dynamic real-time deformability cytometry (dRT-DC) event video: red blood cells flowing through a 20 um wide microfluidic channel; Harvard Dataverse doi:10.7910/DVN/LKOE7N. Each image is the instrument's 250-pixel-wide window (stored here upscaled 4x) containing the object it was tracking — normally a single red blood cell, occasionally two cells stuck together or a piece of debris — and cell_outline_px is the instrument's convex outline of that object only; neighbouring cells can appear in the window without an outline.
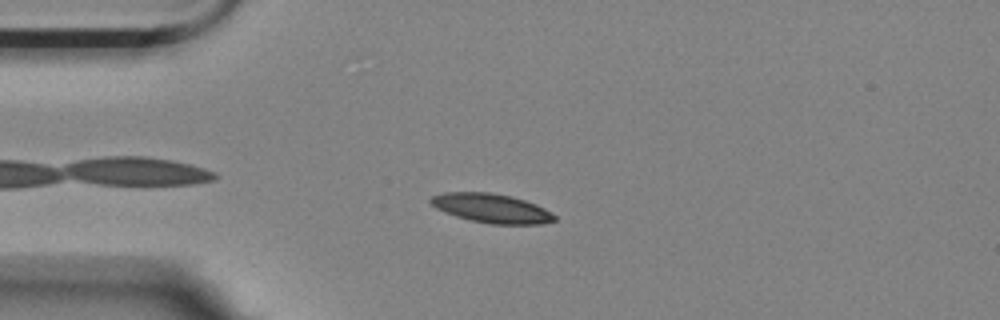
{"species": "Egyptian fruit bat (a non-hibernating species)", "species_latin": "Rousettus aegyptiacus", "temperature_condition": "room temperature", "stored_images_in_passage": 48, "camera_frame_rate_fps": 3000, "um_per_image_px": 0.085, "animal": {"sex": "female"}, "frame": {"image": 1, "passage_image": 5, "time_ms": 1.333, "image_size_px": [1000, 320], "cell_outline_px": [[556, 220], [540, 224], [492, 224], [468, 220], [444, 212], [436, 208], [428, 200], [432, 196], [444, 192], [488, 192], [512, 196], [536, 204], [544, 208], [556, 216]], "centroid_in_image_um": [41.76, 17.7], "position_along_channel_um": 43.2, "area_um2": 21.04}}
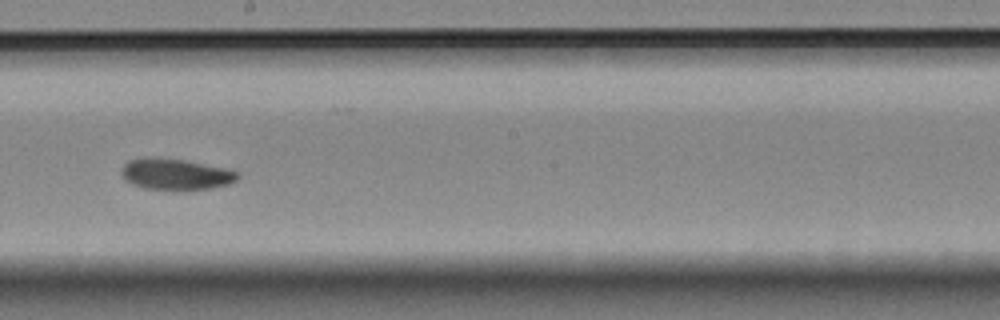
{"frame": {"image": 2, "passage_image": 23, "time_ms": 7.333, "image_size_px": [1000, 320], "cell_outline_px": [[240, 176], [236, 180], [228, 184], [208, 188], [144, 188], [132, 184], [124, 180], [120, 172], [124, 164], [128, 160], [144, 156], [152, 156], [184, 160], [224, 168], [236, 172]], "centroid_in_image_um": [14.84, 14.76], "position_along_channel_um": 233.4, "area_um2": 20.69}}
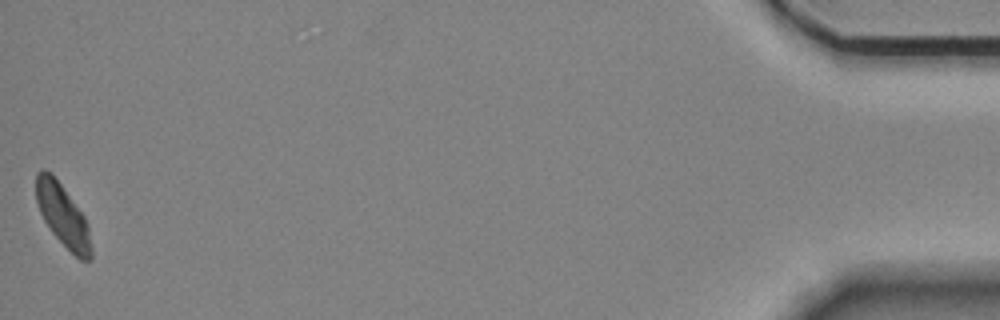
{"frame": {"image": 3, "passage_image": 48, "time_ms": 15.667, "image_size_px": [1000, 320], "cell_outline_px": [[92, 260], [80, 260], [52, 232], [44, 220], [40, 212], [36, 200], [36, 172], [44, 168], [52, 172], [84, 216], [88, 224], [92, 248]], "centroid_in_image_um": [5.34, 18.29], "position_along_channel_um": 429.9, "area_um2": 19.88}, "authors_computed_cell_mechanics": {"area_um2": 20.808, "velocity_mm_per_s": 3.4945, "shape_relaxation_time_tau1_ms": 3.4412, "shape_relaxation_time_tau2_ms": null, "deformation_change_tau1": 0.0954, "deformation_change_tau2": null}}